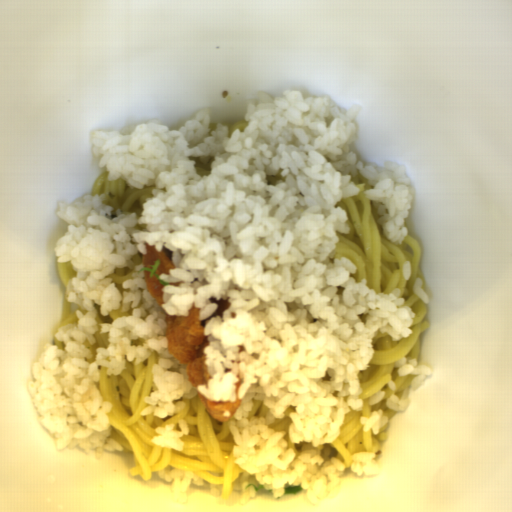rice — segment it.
<instances>
[{"instance_id": "rice-2", "label": "rice", "mask_w": 512, "mask_h": 512, "mask_svg": "<svg viewBox=\"0 0 512 512\" xmlns=\"http://www.w3.org/2000/svg\"><path fill=\"white\" fill-rule=\"evenodd\" d=\"M157 476L166 483L171 484V498L177 503H188L187 495L190 486H203L204 480L199 478L197 473L184 471L167 465L163 470L158 471Z\"/></svg>"}, {"instance_id": "rice-4", "label": "rice", "mask_w": 512, "mask_h": 512, "mask_svg": "<svg viewBox=\"0 0 512 512\" xmlns=\"http://www.w3.org/2000/svg\"><path fill=\"white\" fill-rule=\"evenodd\" d=\"M393 368L397 369V376L416 375L411 380L412 391L419 389L425 383L426 377L432 375V368L419 364L413 358H401L394 362Z\"/></svg>"}, {"instance_id": "rice-10", "label": "rice", "mask_w": 512, "mask_h": 512, "mask_svg": "<svg viewBox=\"0 0 512 512\" xmlns=\"http://www.w3.org/2000/svg\"><path fill=\"white\" fill-rule=\"evenodd\" d=\"M402 275H403V278H405L406 280H409V278L411 276V265H410L409 261L404 262V264L402 266Z\"/></svg>"}, {"instance_id": "rice-12", "label": "rice", "mask_w": 512, "mask_h": 512, "mask_svg": "<svg viewBox=\"0 0 512 512\" xmlns=\"http://www.w3.org/2000/svg\"><path fill=\"white\" fill-rule=\"evenodd\" d=\"M388 387L390 390H392L393 392L396 391V383L393 381V380H389L388 381Z\"/></svg>"}, {"instance_id": "rice-11", "label": "rice", "mask_w": 512, "mask_h": 512, "mask_svg": "<svg viewBox=\"0 0 512 512\" xmlns=\"http://www.w3.org/2000/svg\"><path fill=\"white\" fill-rule=\"evenodd\" d=\"M210 492L211 494L220 497L223 492V485L210 484Z\"/></svg>"}, {"instance_id": "rice-3", "label": "rice", "mask_w": 512, "mask_h": 512, "mask_svg": "<svg viewBox=\"0 0 512 512\" xmlns=\"http://www.w3.org/2000/svg\"><path fill=\"white\" fill-rule=\"evenodd\" d=\"M180 431L173 430L175 424L169 423L165 427H156L155 433L158 436L152 437L151 441L160 447L172 448L177 451H184V443L180 440L183 435H189L190 430L185 419L178 421Z\"/></svg>"}, {"instance_id": "rice-1", "label": "rice", "mask_w": 512, "mask_h": 512, "mask_svg": "<svg viewBox=\"0 0 512 512\" xmlns=\"http://www.w3.org/2000/svg\"><path fill=\"white\" fill-rule=\"evenodd\" d=\"M359 107L348 109L328 96L287 90L260 92L244 114L247 126L229 134L213 130L211 108L198 110L179 130L148 120L122 130L93 132L92 153L106 167L107 180L133 189L154 186L141 209L113 211L103 194H84L60 203L57 216L68 223L54 251L60 264L76 271L64 301L79 305L78 321L46 344L31 365L27 388L40 423L59 451L79 447L103 459L120 452L109 424L111 403L99 391V370L122 373L127 362L143 363L152 353L154 388L142 417L168 418L201 393L214 402L242 400L226 421L233 438L234 464L244 472L234 481L226 506L247 505L262 485L273 499L287 485L305 490L317 507L338 495L345 466L323 459L349 411H360L359 372L369 369L377 333L393 341L410 337L416 313L401 290L376 293L368 280L356 282L357 267L337 258V233H351L342 198L358 195L352 175L361 174L364 192L379 215L384 237L402 245L415 190L405 167L384 161L382 169L360 159L353 148ZM145 243L164 251L177 268L170 275L142 268ZM115 267L134 270L119 292ZM144 270L156 276L160 306L144 284ZM180 286L168 282H180ZM230 308L205 325V365L212 379L194 387L185 367L168 354L165 320L188 316L195 303L204 321L217 308ZM95 303L101 315L112 309L132 314L112 324L107 348L95 362L85 339L95 342ZM253 399L270 413L250 418ZM291 412V442L313 449L295 454L284 432L270 428Z\"/></svg>"}, {"instance_id": "rice-5", "label": "rice", "mask_w": 512, "mask_h": 512, "mask_svg": "<svg viewBox=\"0 0 512 512\" xmlns=\"http://www.w3.org/2000/svg\"><path fill=\"white\" fill-rule=\"evenodd\" d=\"M377 457L373 452H355L351 456L350 470L357 476L378 475L381 471L380 466L374 461Z\"/></svg>"}, {"instance_id": "rice-9", "label": "rice", "mask_w": 512, "mask_h": 512, "mask_svg": "<svg viewBox=\"0 0 512 512\" xmlns=\"http://www.w3.org/2000/svg\"><path fill=\"white\" fill-rule=\"evenodd\" d=\"M385 395H386V392H384L382 390L376 392L369 398V400H368L369 405H373L375 403L382 401L385 398Z\"/></svg>"}, {"instance_id": "rice-6", "label": "rice", "mask_w": 512, "mask_h": 512, "mask_svg": "<svg viewBox=\"0 0 512 512\" xmlns=\"http://www.w3.org/2000/svg\"><path fill=\"white\" fill-rule=\"evenodd\" d=\"M388 420L389 417L388 415H384V410L379 409L378 411H373L369 418L360 416L359 423L363 425V431L368 432L371 430L373 435H376L379 433L381 427L387 424Z\"/></svg>"}, {"instance_id": "rice-7", "label": "rice", "mask_w": 512, "mask_h": 512, "mask_svg": "<svg viewBox=\"0 0 512 512\" xmlns=\"http://www.w3.org/2000/svg\"><path fill=\"white\" fill-rule=\"evenodd\" d=\"M386 405L391 410L397 412L407 410L410 405V390H404L401 394V398L393 394L386 400Z\"/></svg>"}, {"instance_id": "rice-8", "label": "rice", "mask_w": 512, "mask_h": 512, "mask_svg": "<svg viewBox=\"0 0 512 512\" xmlns=\"http://www.w3.org/2000/svg\"><path fill=\"white\" fill-rule=\"evenodd\" d=\"M423 282V277H419L415 280L412 289L414 293L427 304L429 302L428 294L426 293V290L422 289Z\"/></svg>"}]
</instances>
